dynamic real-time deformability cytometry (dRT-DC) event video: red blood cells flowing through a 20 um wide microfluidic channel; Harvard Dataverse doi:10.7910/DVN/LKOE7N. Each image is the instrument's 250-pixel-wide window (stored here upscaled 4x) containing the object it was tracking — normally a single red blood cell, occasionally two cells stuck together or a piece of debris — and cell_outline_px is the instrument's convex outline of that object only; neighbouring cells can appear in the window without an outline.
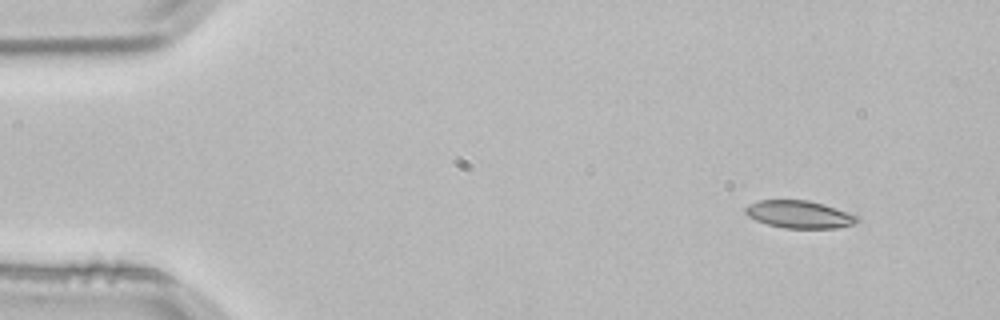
{"species": "common noctule bat (a hibernating species)", "species_latin": "Nyctalus noctula", "temperature_condition": "room temperature", "stored_images_in_passage": 3, "camera_frame_rate_fps": 3000, "um_per_image_px": 0.085, "animal": {"sex": "male", "body_mass_g": 21.5, "forearm_length_mm": 52.0}, "frame": {"image": 1, "passage_image": 1, "time_ms": 0.0, "image_size_px": [1000, 320], "cell_outline_px": [[860, 220], [856, 224], [836, 228], [784, 228], [768, 224], [756, 220], [748, 216], [744, 212], [744, 208], [748, 204], [760, 200], [808, 200], [824, 204], [860, 216]], "centroid_in_image_um": [67.97, 18.22], "position_along_channel_um": 17.0, "area_um2": 18.09}}
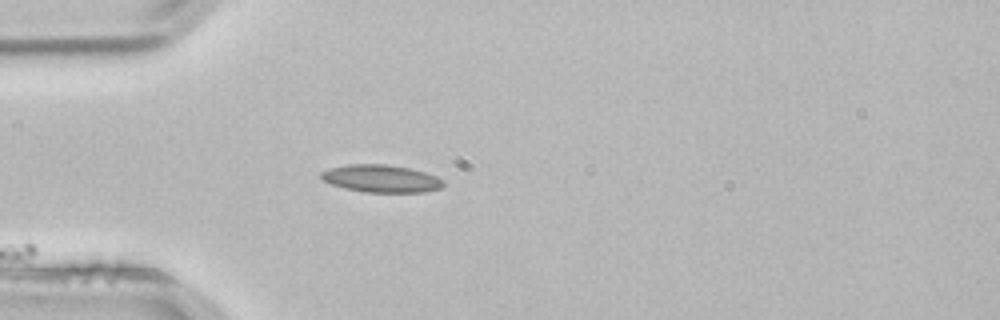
{"frame": {"image": 2, "passage_image": 3, "time_ms": 0.667, "image_size_px": [1000, 320], "cell_outline_px": [[444, 184], [440, 188], [424, 192], [364, 192], [344, 188], [332, 184], [324, 180], [320, 176], [320, 172], [328, 168], [348, 164], [384, 164], [408, 168], [424, 172], [436, 176], [444, 180]], "centroid_in_image_um": [32.38, 15.18], "position_along_channel_um": 52.6, "area_um2": 19.54}}